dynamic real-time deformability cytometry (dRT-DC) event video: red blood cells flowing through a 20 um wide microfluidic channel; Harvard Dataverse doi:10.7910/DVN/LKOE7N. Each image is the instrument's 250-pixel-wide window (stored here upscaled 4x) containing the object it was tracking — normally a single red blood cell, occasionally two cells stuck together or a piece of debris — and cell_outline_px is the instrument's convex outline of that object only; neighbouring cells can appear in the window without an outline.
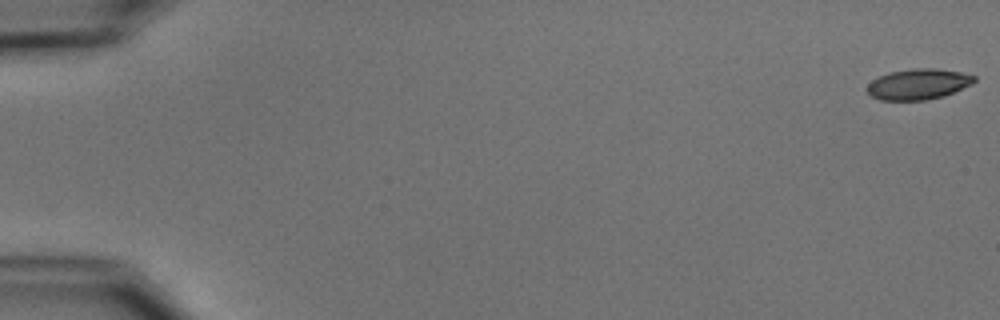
{"species": "common noctule bat (a hibernating species)", "species_latin": "Nyctalus noctula", "temperature_condition": "cold", "stored_images_in_passage": 54, "camera_frame_rate_fps": 3000, "um_per_image_px": 0.085, "animal": {"sex": "male", "body_mass_g": 15.6}, "frame": {"image": 1, "passage_image": 1, "time_ms": 0.0, "image_size_px": [1000, 320], "cell_outline_px": [[976, 80], [972, 84], [944, 96], [924, 100], [880, 100], [872, 96], [864, 88], [872, 80], [888, 72], [912, 68], [936, 68], [960, 72], [976, 76]], "centroid_in_image_um": [78.04, 7.15], "position_along_channel_um": 7.0, "area_um2": 19.25}}
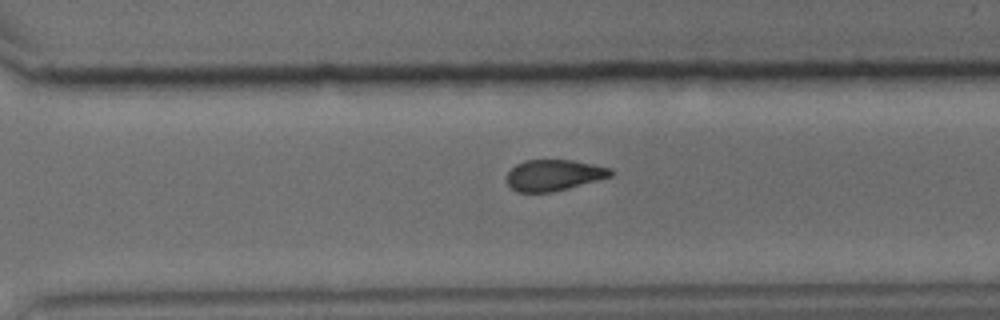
{"frame": {"image": 2, "passage_image": 39, "time_ms": 12.667, "image_size_px": [1000, 320], "cell_outline_px": [[612, 176], [568, 188], [552, 192], [516, 192], [508, 184], [508, 172], [516, 164], [524, 160], [572, 160], [612, 168]], "centroid_in_image_um": [47.07, 14.88], "position_along_channel_um": 323.5, "area_um2": 18.67}}
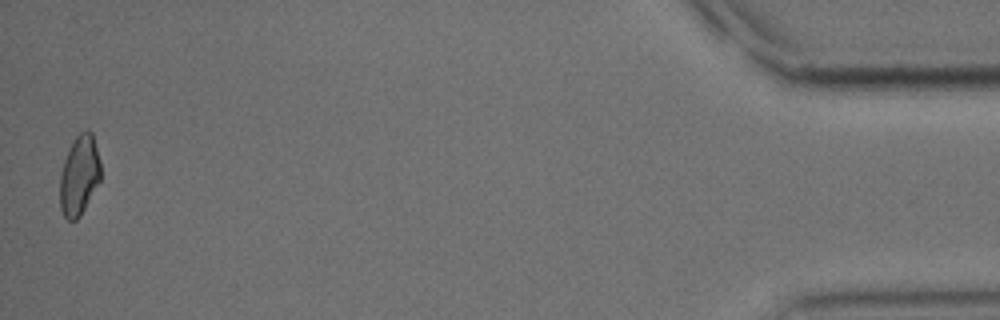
{"frame": {"image": 3, "passage_image": 54, "time_ms": 17.667, "image_size_px": [1000, 320], "cell_outline_px": [[100, 180], [80, 216], [76, 220], [68, 220], [64, 216], [60, 208], [60, 172], [68, 148], [76, 136], [80, 132], [88, 128], [92, 132], [100, 160]], "centroid_in_image_um": [6.73, 14.87], "position_along_channel_um": 428.5, "area_um2": 19.02}, "authors_computed_cell_mechanics": {"area_um2": 19.8543, "velocity_mm_per_s": 3.7581, "shape_relaxation_time_tau1_ms": 7.67, "shape_relaxation_time_tau2_ms": 4.0792, "deformation_change_tau1": 0.1702, "deformation_change_tau2": 0.0951}}